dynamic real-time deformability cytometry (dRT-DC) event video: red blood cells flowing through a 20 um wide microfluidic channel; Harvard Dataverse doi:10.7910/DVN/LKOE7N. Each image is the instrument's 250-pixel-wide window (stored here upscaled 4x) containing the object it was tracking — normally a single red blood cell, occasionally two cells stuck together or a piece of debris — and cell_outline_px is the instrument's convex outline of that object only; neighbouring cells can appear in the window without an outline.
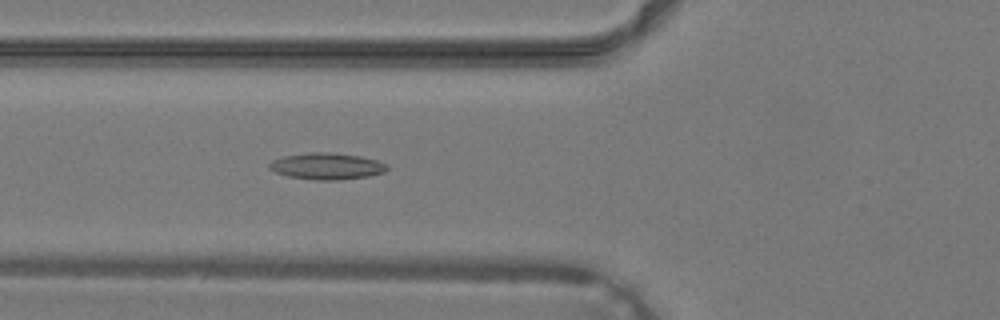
{"species": "common noctule bat (a hibernating species)", "species_latin": "Nyctalus noctula", "temperature_condition": "warm", "stored_images_in_passage": 28, "camera_frame_rate_fps": 3000, "um_per_image_px": 0.085, "animal": {"sex": "male", "body_mass_g": 19.2, "forearm_length_mm": 51.8}, "frame": {"image": 1, "passage_image": 5, "time_ms": 1.333, "image_size_px": [1000, 320], "cell_outline_px": [[388, 168], [384, 172], [368, 176], [336, 180], [316, 180], [288, 176], [276, 172], [268, 168], [268, 164], [272, 160], [284, 156], [308, 152], [328, 152], [360, 156], [376, 160], [388, 164]], "centroid_in_image_um": [27.76, 14.12], "position_along_channel_um": 98.0, "area_um2": 18.15}}
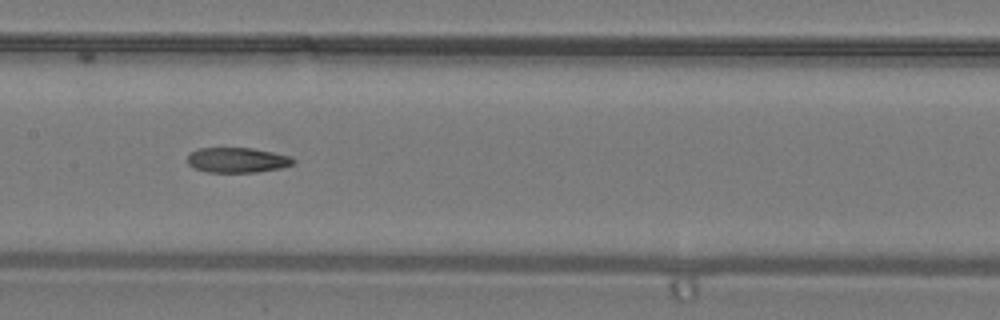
{"frame": {"image": 2, "passage_image": 10, "time_ms": 3.0, "image_size_px": [1000, 320], "cell_outline_px": [[296, 160], [292, 164], [280, 168], [256, 172], [204, 172], [188, 164], [188, 152], [196, 148], [252, 148], [272, 152], [288, 156]], "centroid_in_image_um": [20.11, 13.6], "position_along_channel_um": 187.3, "area_um2": 15.43}}
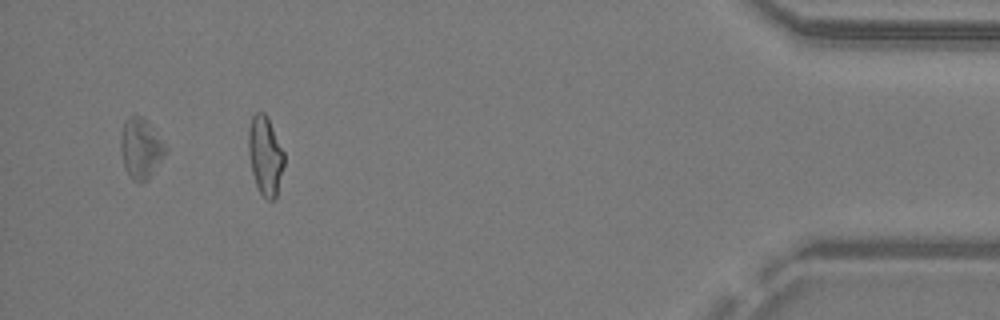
{"frame": {"image": 3, "passage_image": 26, "time_ms": 8.333, "image_size_px": [1000, 320], "cell_outline_px": [[168, 152], [148, 180], [140, 184], [132, 180], [128, 176], [124, 168], [120, 152], [120, 132], [124, 120], [128, 116], [144, 116], [168, 148]], "centroid_in_image_um": [11.96, 12.63], "position_along_channel_um": 423.2, "area_um2": 16.42}}